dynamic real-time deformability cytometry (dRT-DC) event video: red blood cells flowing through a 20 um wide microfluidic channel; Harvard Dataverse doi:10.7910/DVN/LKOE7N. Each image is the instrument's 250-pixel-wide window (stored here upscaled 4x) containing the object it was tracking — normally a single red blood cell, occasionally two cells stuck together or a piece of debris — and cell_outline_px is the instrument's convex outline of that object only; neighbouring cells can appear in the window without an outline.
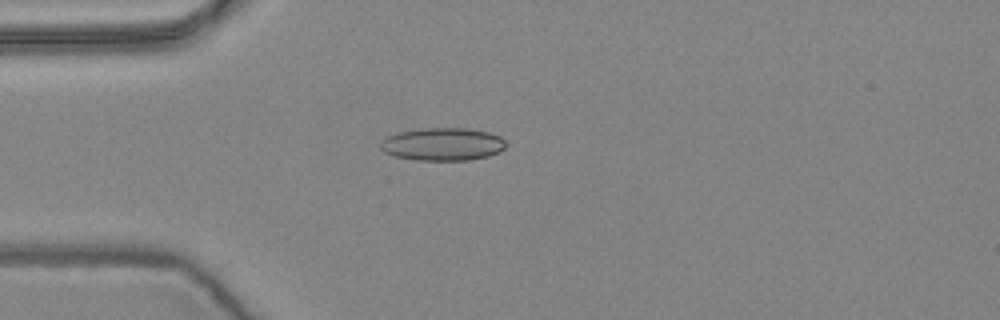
{"species": "common noctule bat (a hibernating species)", "species_latin": "Nyctalus noctula", "temperature_condition": "warm", "stored_images_in_passage": 1, "camera_frame_rate_fps": 3000, "um_per_image_px": 0.085, "animal": {"sex": "female", "body_mass_g": 24.6, "forearm_length_mm": 56.2}, "frame": {"image": 1, "passage_image": 1, "time_ms": 0.0, "image_size_px": [1000, 320], "cell_outline_px": [[504, 148], [500, 152], [488, 156], [468, 160], [416, 160], [396, 156], [384, 152], [380, 148], [380, 140], [396, 132], [424, 128], [468, 128], [488, 132], [500, 136], [504, 140]], "centroid_in_image_um": [37.6, 12.25], "position_along_channel_um": 47.4, "area_um2": 24.04}}